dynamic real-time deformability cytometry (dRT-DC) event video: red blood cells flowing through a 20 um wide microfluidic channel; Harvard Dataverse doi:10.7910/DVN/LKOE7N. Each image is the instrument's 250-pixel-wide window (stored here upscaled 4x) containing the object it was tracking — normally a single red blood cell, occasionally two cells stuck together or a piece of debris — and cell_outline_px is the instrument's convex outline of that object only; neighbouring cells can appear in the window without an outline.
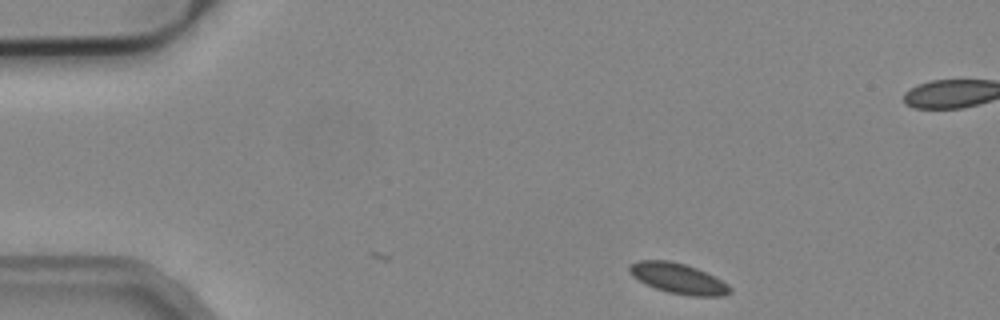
{"species": "common noctule bat (a hibernating species)", "species_latin": "Nyctalus noctula", "temperature_condition": "cold", "stored_images_in_passage": 48, "camera_frame_rate_fps": 3000, "um_per_image_px": 0.085, "animal": {"sex": "male", "body_mass_g": 19.2, "forearm_length_mm": 51.8}, "frame": {"image": 1, "passage_image": 1, "time_ms": 0.0, "image_size_px": [1000, 320], "cell_outline_px": [[732, 292], [724, 296], [688, 296], [668, 292], [656, 288], [632, 276], [628, 272], [628, 264], [636, 260], [668, 260], [684, 264], [696, 268], [728, 284], [732, 288]], "centroid_in_image_um": [57.63, 23.66], "position_along_channel_um": 27.4, "area_um2": 17.74}}
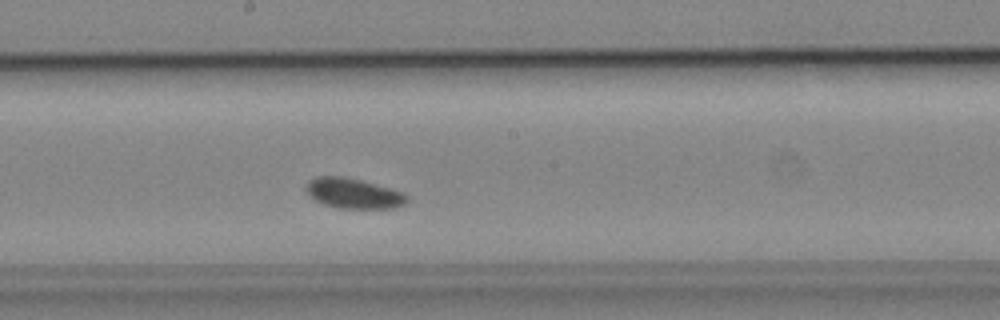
{"frame": {"image": 2, "passage_image": 22, "time_ms": 7.0, "image_size_px": [1000, 320], "cell_outline_px": [[408, 200], [404, 204], [392, 208], [336, 208], [324, 204], [308, 196], [304, 188], [308, 180], [316, 176], [344, 176], [360, 180], [404, 192], [408, 196]], "centroid_in_image_um": [30.0, 16.43], "position_along_channel_um": 218.2, "area_um2": 17.86}}
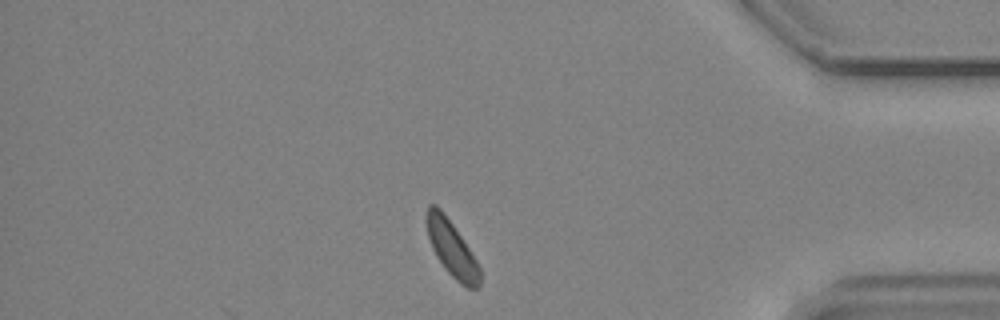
{"frame": {"image": 3, "passage_image": 39, "time_ms": 12.667, "image_size_px": [1000, 320], "cell_outline_px": [[480, 284], [476, 288], [468, 288], [460, 284], [448, 272], [436, 256], [432, 248], [428, 236], [424, 220], [428, 204], [436, 204], [440, 208], [452, 224], [476, 260], [480, 268]], "centroid_in_image_um": [38.36, 21.11], "position_along_channel_um": 396.8, "area_um2": 17.11}}